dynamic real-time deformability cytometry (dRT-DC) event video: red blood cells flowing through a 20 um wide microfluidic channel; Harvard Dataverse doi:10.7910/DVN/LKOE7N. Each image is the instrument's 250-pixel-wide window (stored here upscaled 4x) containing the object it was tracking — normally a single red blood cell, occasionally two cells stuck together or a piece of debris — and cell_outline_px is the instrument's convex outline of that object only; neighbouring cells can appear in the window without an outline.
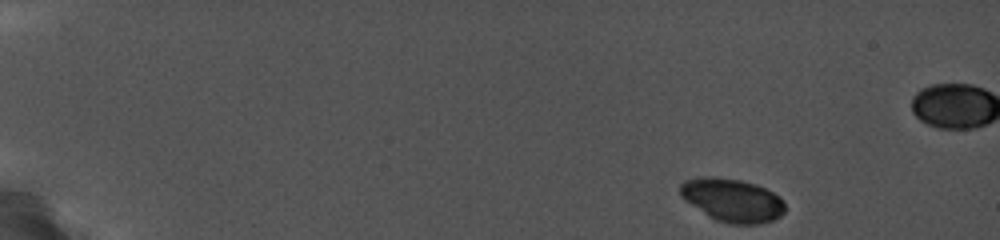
{"species": "common noctule bat (a hibernating species)", "species_latin": "Nyctalus noctula", "temperature_condition": "cold", "stored_images_in_passage": 22, "camera_frame_rate_fps": 5000, "um_per_image_px": 0.085, "animal": {"sex": "female", "body_mass_g": 19.0, "forearm_length_mm": 56.7}, "frame": {"image": 1, "passage_image": 1, "time_ms": 0.0, "image_size_px": [1000, 240], "cell_outline_px": [[784, 212], [780, 216], [772, 220], [760, 224], [728, 224], [716, 220], [708, 216], [684, 200], [680, 196], [680, 184], [684, 180], [708, 176], [712, 176], [740, 180], [756, 184], [780, 196], [784, 200]], "centroid_in_image_um": [62.23, 17.02], "position_along_channel_um": 22.8, "area_um2": 26.53}}